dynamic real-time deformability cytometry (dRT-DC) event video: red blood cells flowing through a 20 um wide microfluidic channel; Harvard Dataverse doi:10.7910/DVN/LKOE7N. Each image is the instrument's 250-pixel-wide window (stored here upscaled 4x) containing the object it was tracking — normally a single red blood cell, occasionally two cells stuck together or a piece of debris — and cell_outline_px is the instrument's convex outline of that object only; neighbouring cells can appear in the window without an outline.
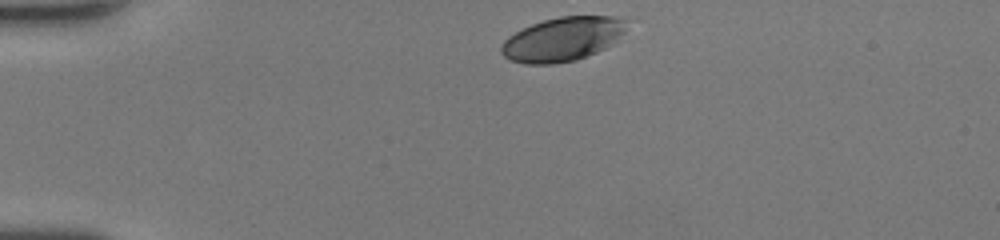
{"species": "human", "species_latin": "Homo sapiens", "temperature_condition": "room temperature", "stored_images_in_passage": 30, "camera_frame_rate_fps": 3000, "um_per_image_px": 0.085, "donor": {"sex": "female"}, "frame": {"image": 1, "passage_image": 1, "time_ms": 0.0, "image_size_px": [1000, 240], "cell_outline_px": [[624, 32], [604, 48], [596, 52], [576, 60], [552, 64], [524, 64], [512, 60], [504, 56], [500, 52], [500, 48], [504, 40], [508, 36], [532, 24], [544, 20], [560, 16], [612, 16], [624, 20]], "centroid_in_image_um": [47.75, 3.33], "position_along_channel_um": 37.2, "area_um2": 31.62}}
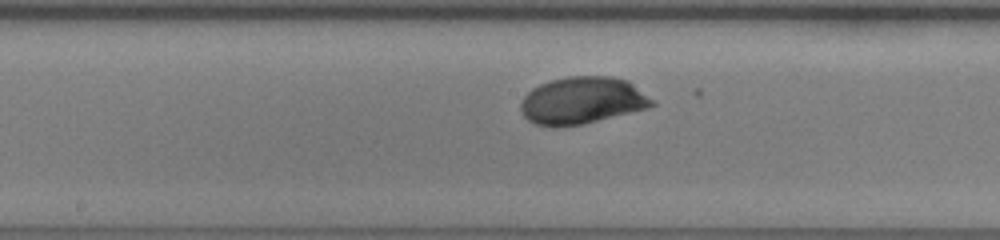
{"frame": {"image": 2, "passage_image": 16, "time_ms": 5.0, "image_size_px": [1000, 240], "cell_outline_px": [[656, 104], [648, 108], [584, 124], [536, 124], [528, 120], [524, 116], [520, 108], [520, 104], [524, 96], [532, 88], [540, 84], [552, 80], [568, 76], [612, 76], [628, 80], [656, 100]], "centroid_in_image_um": [49.56, 8.51], "position_along_channel_um": 198.6, "area_um2": 35.78}}
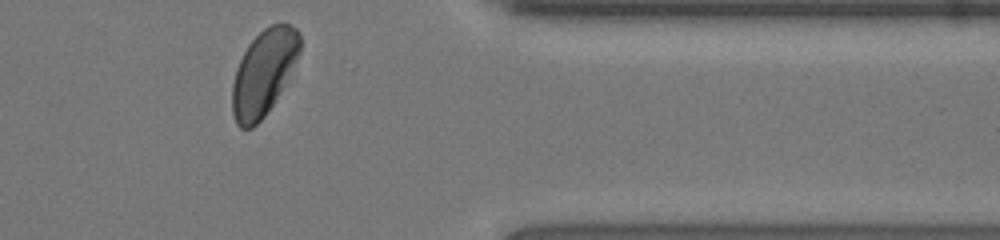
{"frame": {"image": 3, "passage_image": 30, "time_ms": 9.667, "image_size_px": [1000, 240], "cell_outline_px": [[300, 52], [288, 84], [264, 116], [252, 128], [240, 128], [236, 124], [232, 112], [232, 84], [240, 60], [248, 44], [264, 28], [280, 20], [296, 28], [300, 36]], "centroid_in_image_um": [22.45, 6.16], "position_along_channel_um": 389.0, "area_um2": 34.16}, "authors_computed_cell_mechanics": {"area_um2": 34.68, "velocity_mm_per_s": 4.347, "shape_relaxation_time_tau1_ms": 3.6938, "shape_relaxation_time_tau2_ms": null, "deformation_change_tau1": 0.1682, "deformation_change_tau2": null}}